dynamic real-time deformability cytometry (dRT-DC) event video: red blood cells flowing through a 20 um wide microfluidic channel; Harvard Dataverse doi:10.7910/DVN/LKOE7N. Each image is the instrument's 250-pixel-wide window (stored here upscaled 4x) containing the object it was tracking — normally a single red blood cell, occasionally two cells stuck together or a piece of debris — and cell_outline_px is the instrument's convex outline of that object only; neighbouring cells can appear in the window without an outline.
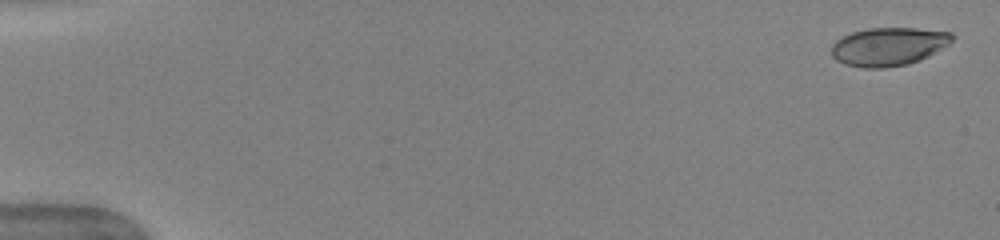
{"species": "human", "species_latin": "Homo sapiens", "temperature_condition": "warm", "stored_images_in_passage": 52, "camera_frame_rate_fps": 3000, "um_per_image_px": 0.085, "donor": {"sex": "female"}, "frame": {"image": 1, "passage_image": 2, "time_ms": 0.333, "image_size_px": [1000, 240], "cell_outline_px": [[956, 36], [948, 44], [928, 56], [920, 60], [908, 64], [884, 68], [864, 68], [844, 64], [836, 60], [832, 56], [832, 44], [836, 40], [852, 32], [868, 28], [916, 28], [952, 32]], "centroid_in_image_um": [75.53, 3.95], "position_along_channel_um": 9.5, "area_um2": 26.99}}
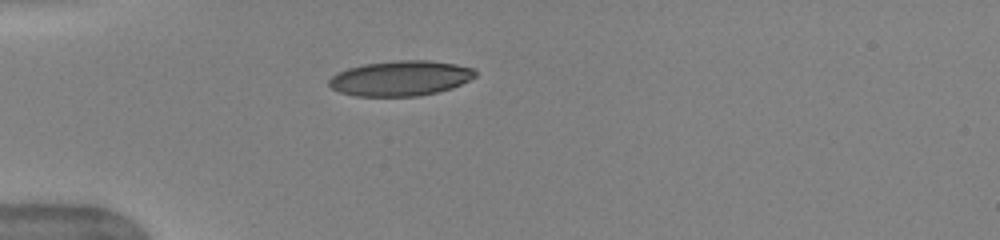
{"frame": {"image": 2, "passage_image": 16, "time_ms": 5.0, "image_size_px": [1000, 240], "cell_outline_px": [[476, 76], [452, 88], [420, 96], [356, 96], [340, 92], [332, 88], [328, 84], [328, 80], [336, 72], [348, 68], [364, 64], [400, 60], [428, 60], [456, 64], [476, 68]], "centroid_in_image_um": [34.04, 6.65], "position_along_channel_um": 51.0, "area_um2": 30.0}}
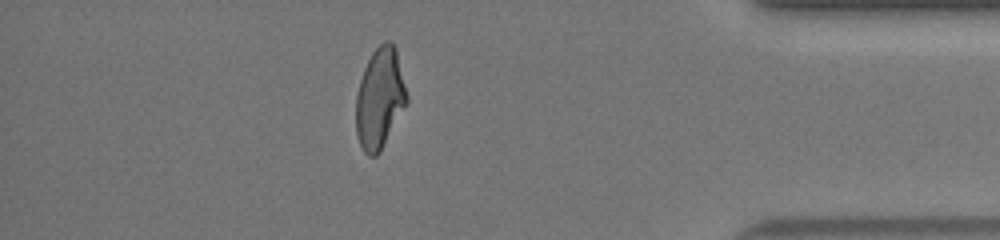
{"frame": {"image": 3, "passage_image": 46, "time_ms": 15.0, "image_size_px": [1000, 240], "cell_outline_px": [[408, 100], [380, 152], [376, 156], [368, 156], [364, 152], [356, 136], [356, 96], [360, 80], [364, 68], [372, 52], [384, 40], [388, 40], [396, 48], [408, 96]], "centroid_in_image_um": [32.27, 8.36], "position_along_channel_um": 402.9, "area_um2": 29.65}, "authors_computed_cell_mechanics": {"area_um2": 29.9115, "velocity_mm_per_s": 4.0004, "shape_relaxation_time_tau1_ms": 11.079, "shape_relaxation_time_tau2_ms": 1.0377, "deformation_change_tau1": 0.3308, "deformation_change_tau2": 0.0778}}